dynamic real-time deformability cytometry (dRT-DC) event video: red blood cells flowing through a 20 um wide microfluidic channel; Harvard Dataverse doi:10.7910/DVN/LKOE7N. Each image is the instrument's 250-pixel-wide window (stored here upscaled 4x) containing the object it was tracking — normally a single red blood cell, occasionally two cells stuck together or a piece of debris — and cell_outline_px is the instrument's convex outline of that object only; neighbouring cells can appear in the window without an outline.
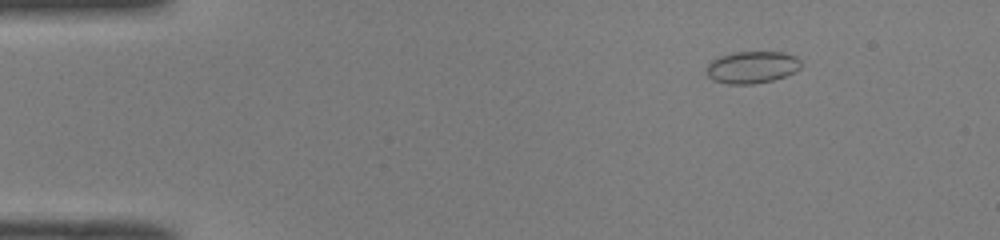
{"species": "common noctule bat (a hibernating species)", "species_latin": "Nyctalus noctula", "temperature_condition": "room temperature", "stored_images_in_passage": 4, "camera_frame_rate_fps": 3000, "um_per_image_px": 0.085, "animal": {"sex": "male", "body_mass_g": 19.0, "forearm_length_mm": 50.8}, "frame": {"image": 1, "passage_image": 4, "time_ms": 1.0, "image_size_px": [1000, 240], "cell_outline_px": [[804, 64], [800, 68], [784, 76], [772, 80], [752, 84], [728, 84], [712, 80], [708, 76], [708, 64], [712, 60], [720, 56], [732, 52], [784, 52], [796, 56]], "centroid_in_image_um": [63.94, 5.7], "position_along_channel_um": 21.1, "area_um2": 17.63}}